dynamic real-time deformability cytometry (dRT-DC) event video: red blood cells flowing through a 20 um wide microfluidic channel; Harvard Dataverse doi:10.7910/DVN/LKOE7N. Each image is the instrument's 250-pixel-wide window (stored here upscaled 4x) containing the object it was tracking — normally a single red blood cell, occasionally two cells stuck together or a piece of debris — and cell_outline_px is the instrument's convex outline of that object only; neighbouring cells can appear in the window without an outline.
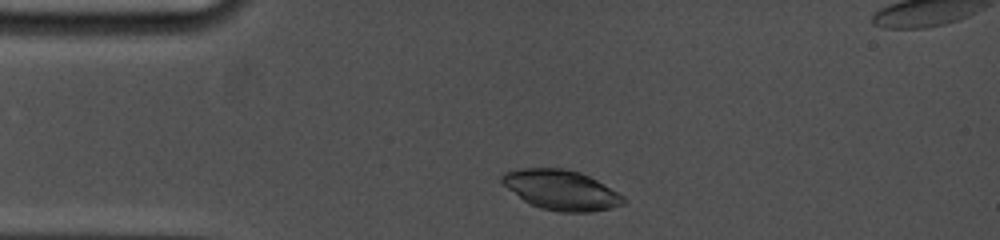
{"species": "common noctule bat (a hibernating species)", "species_latin": "Nyctalus noctula", "temperature_condition": "cold", "stored_images_in_passage": 40, "camera_frame_rate_fps": 5000, "um_per_image_px": 0.085, "animal": {"sex": "female", "body_mass_g": 19.0, "forearm_length_mm": 53.3}, "frame": {"image": 1, "passage_image": 3, "time_ms": 0.6, "image_size_px": [1000, 240], "cell_outline_px": [[628, 200], [624, 204], [612, 208], [592, 212], [560, 212], [540, 208], [524, 200], [508, 188], [500, 180], [500, 176], [504, 172], [520, 168], [564, 168], [580, 172], [596, 180], [624, 196]], "centroid_in_image_um": [47.72, 16.15], "position_along_channel_um": 37.3, "area_um2": 28.21}}
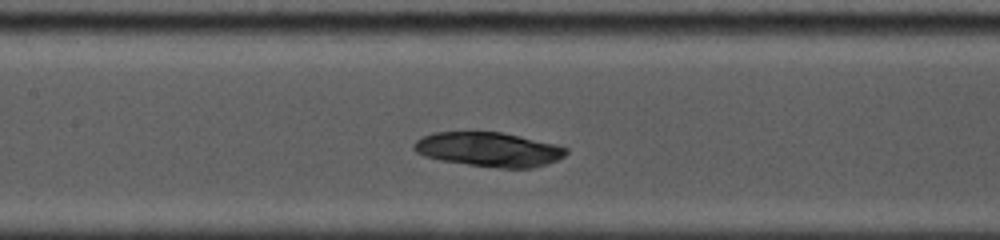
{"frame": {"image": 2, "passage_image": 17, "time_ms": 4.8, "image_size_px": [1000, 240], "cell_outline_px": [[568, 152], [564, 156], [556, 160], [532, 168], [496, 168], [440, 160], [424, 156], [416, 152], [412, 148], [412, 144], [420, 136], [432, 132], [500, 132], [520, 136], [556, 144], [568, 148]], "centroid_in_image_um": [41.51, 12.69], "position_along_channel_um": 165.9, "area_um2": 30.58}}
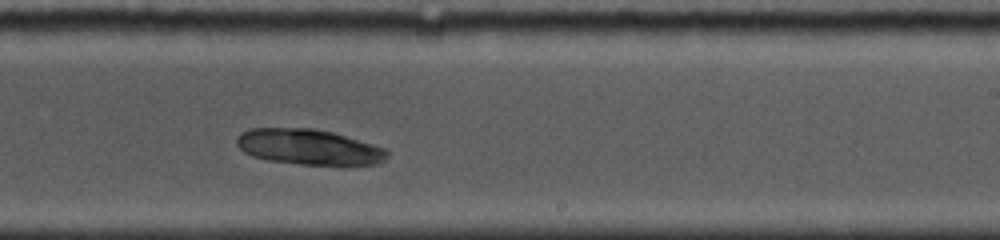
{"frame": {"image": 3, "passage_image": 26, "time_ms": 7.4, "image_size_px": [1000, 240], "cell_outline_px": [[388, 156], [384, 160], [376, 164], [344, 168], [300, 164], [268, 160], [252, 156], [244, 152], [236, 144], [236, 136], [240, 132], [248, 128], [312, 128], [332, 132], [372, 144], [384, 148], [388, 152]], "centroid_in_image_um": [26.27, 12.53], "position_along_channel_um": 262.7, "area_um2": 32.02}}